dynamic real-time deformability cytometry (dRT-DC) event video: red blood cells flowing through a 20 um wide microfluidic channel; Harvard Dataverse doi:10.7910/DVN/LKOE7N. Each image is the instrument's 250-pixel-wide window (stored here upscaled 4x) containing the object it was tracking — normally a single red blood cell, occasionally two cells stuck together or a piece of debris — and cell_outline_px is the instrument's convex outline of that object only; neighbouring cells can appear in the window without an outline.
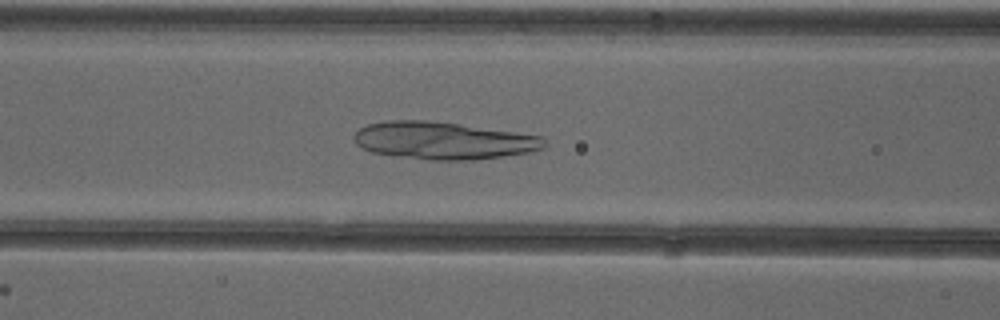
{"species": "common noctule bat (a hibernating species)", "species_latin": "Nyctalus noctula", "temperature_condition": "cold", "stored_images_in_passage": 52, "camera_frame_rate_fps": 3000, "um_per_image_px": 0.085, "animal": {"sex": "female"}, "frame": {"image": 1, "passage_image": 22, "time_ms": 7.0, "image_size_px": [1000, 320], "cell_outline_px": [[548, 144], [544, 148], [528, 152], [472, 160], [428, 160], [372, 152], [356, 144], [352, 136], [360, 128], [368, 124], [388, 120], [424, 120], [460, 124], [544, 136]], "centroid_in_image_um": [37.7, 11.94], "position_along_channel_um": 128.9, "area_um2": 41.38}}
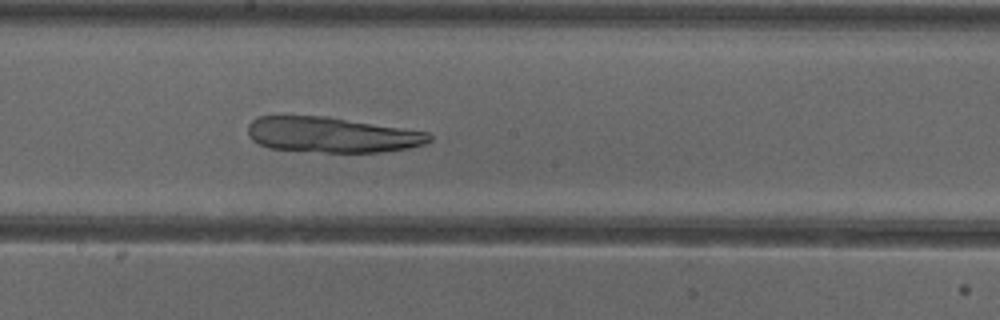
{"frame": {"image": 2, "passage_image": 29, "time_ms": 9.333, "image_size_px": [1000, 320], "cell_outline_px": [[432, 140], [424, 144], [408, 148], [380, 152], [324, 152], [268, 148], [252, 140], [248, 136], [248, 124], [256, 116], [328, 116], [428, 132], [432, 136]], "centroid_in_image_um": [28.19, 11.45], "position_along_channel_um": 220.0, "area_um2": 37.51}}
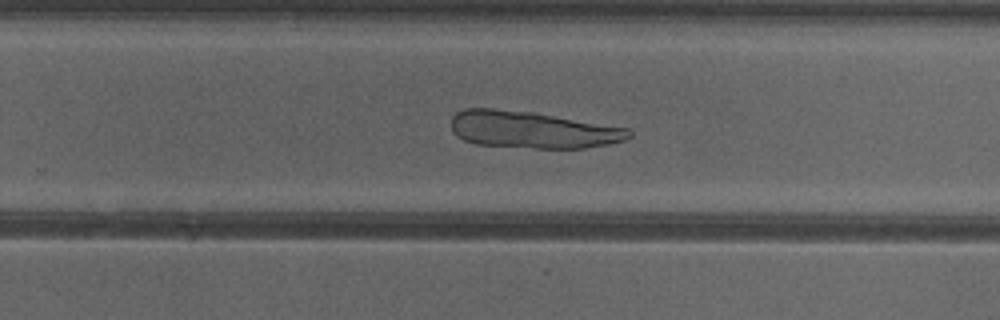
{"frame": {"image": 3, "passage_image": 34, "time_ms": 11.0, "image_size_px": [1000, 320], "cell_outline_px": [[632, 136], [624, 140], [608, 144], [584, 148], [536, 148], [476, 144], [464, 140], [456, 136], [452, 132], [452, 116], [456, 112], [464, 108], [492, 108], [532, 112], [628, 128], [632, 132]], "centroid_in_image_um": [45.22, 11.02], "position_along_channel_um": 284.6, "area_um2": 38.21}}